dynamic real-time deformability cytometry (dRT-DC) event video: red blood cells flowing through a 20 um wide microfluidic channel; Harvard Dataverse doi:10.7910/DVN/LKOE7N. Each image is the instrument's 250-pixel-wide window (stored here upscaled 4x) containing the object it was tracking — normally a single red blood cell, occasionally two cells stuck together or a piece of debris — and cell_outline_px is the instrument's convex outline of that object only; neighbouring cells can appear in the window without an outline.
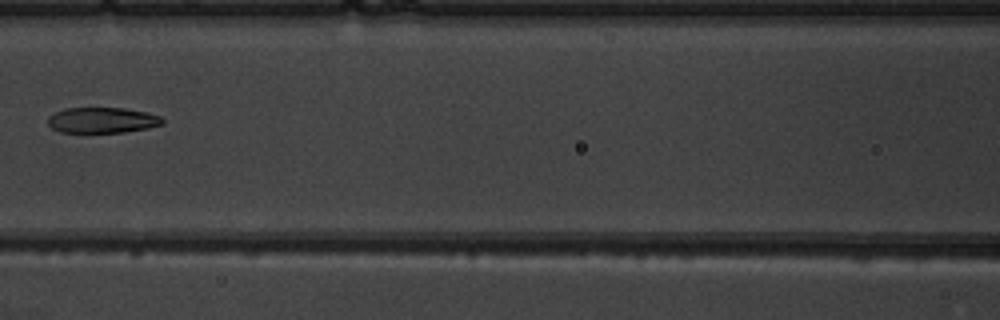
{"species": "common noctule bat (a hibernating species)", "species_latin": "Nyctalus noctula", "temperature_condition": "warm", "stored_images_in_passage": 9, "segment_of_instrument_passage": [1, 2], "camera_frame_rate_fps": 3000, "um_per_image_px": 0.085, "animal": {"sex": "male", "body_mass_g": 19.5, "forearm_length_mm": 54.6}, "frame": {"image": 1, "passage_image": 8, "time_ms": 8.0, "image_size_px": [1000, 320], "cell_outline_px": [[164, 124], [148, 128], [124, 132], [60, 132], [52, 128], [48, 124], [48, 116], [64, 108], [124, 108], [148, 112], [160, 116], [164, 120]], "centroid_in_image_um": [8.71, 10.21], "position_along_channel_um": 157.9, "area_um2": 17.17}}